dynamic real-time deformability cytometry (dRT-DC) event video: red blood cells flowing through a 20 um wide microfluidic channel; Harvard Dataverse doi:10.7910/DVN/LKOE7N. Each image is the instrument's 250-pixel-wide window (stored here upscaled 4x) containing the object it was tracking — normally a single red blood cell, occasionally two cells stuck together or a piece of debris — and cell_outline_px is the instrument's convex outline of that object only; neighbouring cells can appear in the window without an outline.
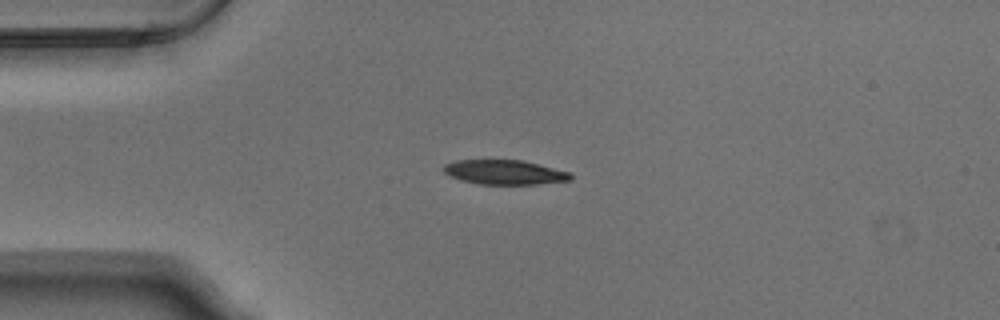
{"species": "Egyptian fruit bat (a non-hibernating species)", "species_latin": "Rousettus aegyptiacus", "temperature_condition": "warm", "stored_images_in_passage": 52, "camera_frame_rate_fps": 3000, "um_per_image_px": 0.085, "animal": {"sex": "male"}, "frame": {"image": 1, "passage_image": 12, "time_ms": 3.667, "image_size_px": [1000, 320], "cell_outline_px": [[572, 180], [536, 184], [480, 184], [460, 180], [448, 176], [440, 168], [444, 164], [456, 160], [524, 160], [572, 172]], "centroid_in_image_um": [42.88, 14.63], "position_along_channel_um": 42.1, "area_um2": 18.44}}
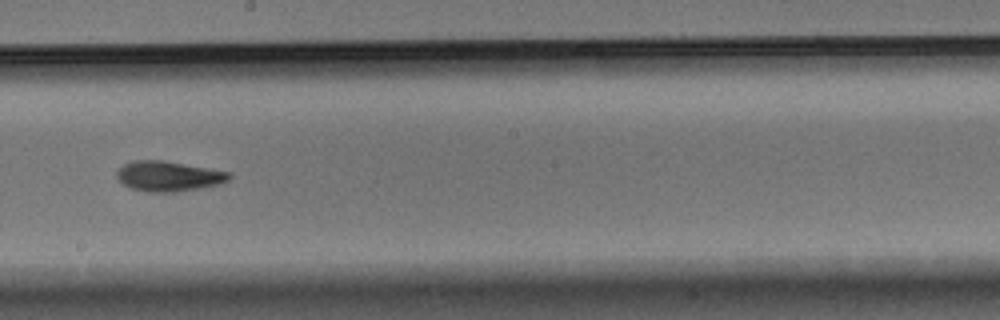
{"frame": {"image": 2, "passage_image": 29, "time_ms": 9.333, "image_size_px": [1000, 320], "cell_outline_px": [[232, 176], [228, 180], [220, 184], [200, 188], [176, 192], [152, 192], [128, 188], [116, 176], [116, 172], [124, 164], [132, 160], [164, 160], [232, 172]], "centroid_in_image_um": [14.34, 14.97], "position_along_channel_um": 233.9, "area_um2": 19.88}}
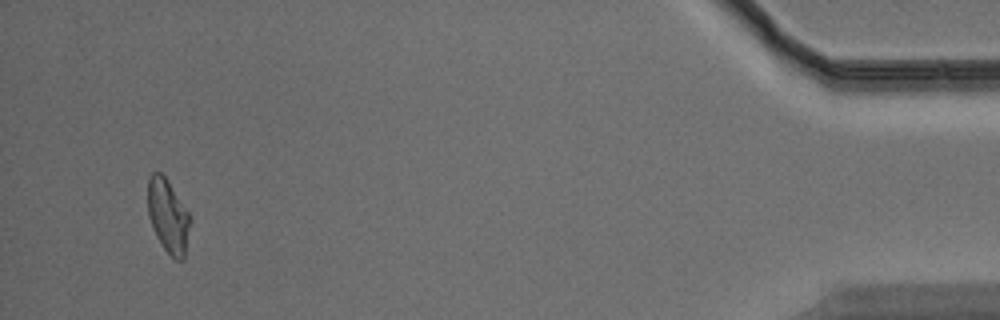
{"frame": {"image": 3, "passage_image": 50, "time_ms": 16.333, "image_size_px": [1000, 320], "cell_outline_px": [[188, 224], [184, 260], [176, 260], [164, 248], [156, 236], [152, 228], [148, 216], [148, 180], [152, 172], [160, 172], [168, 180], [188, 212]], "centroid_in_image_um": [14.24, 18.33], "position_along_channel_um": 421.0, "area_um2": 17.63}, "authors_computed_cell_mechanics": {"area_um2": 18.8717, "velocity_mm_per_s": 3.777, "shape_relaxation_time_tau1_ms": 4.41, "shape_relaxation_time_tau2_ms": 5.5619, "deformation_change_tau1": 0.1538, "deformation_change_tau2": 0.1285}}